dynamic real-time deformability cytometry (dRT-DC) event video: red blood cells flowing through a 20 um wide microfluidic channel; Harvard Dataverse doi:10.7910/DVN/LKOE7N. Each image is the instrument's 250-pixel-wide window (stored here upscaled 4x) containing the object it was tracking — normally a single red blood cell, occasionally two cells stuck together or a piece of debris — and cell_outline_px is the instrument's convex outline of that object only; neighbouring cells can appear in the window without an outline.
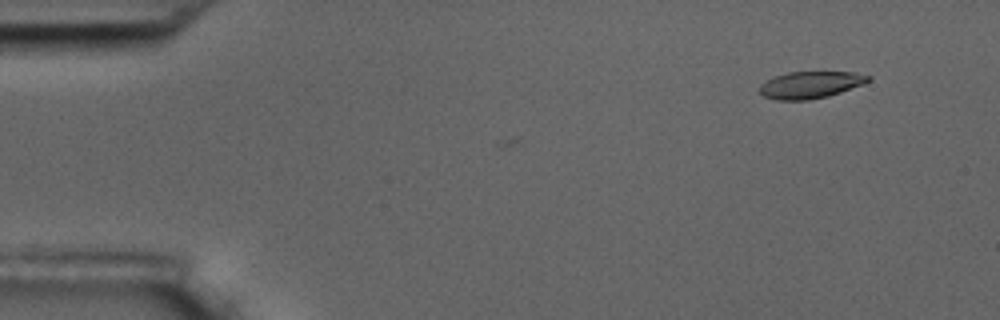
{"species": "common noctule bat (a hibernating species)", "species_latin": "Nyctalus noctula", "temperature_condition": "room temperature", "stored_images_in_passage": 3, "camera_frame_rate_fps": 3000, "um_per_image_px": 0.085, "animal": {"sex": "male", "body_mass_g": 17.5, "forearm_length_mm": 52.3}, "frame": {"image": 1, "passage_image": 1, "time_ms": 0.0, "image_size_px": [1000, 320], "cell_outline_px": [[872, 80], [840, 92], [828, 96], [808, 100], [776, 100], [764, 96], [760, 92], [760, 84], [776, 76], [788, 72], [852, 72], [872, 76]], "centroid_in_image_um": [68.89, 7.21], "position_along_channel_um": 16.1, "area_um2": 16.88}}